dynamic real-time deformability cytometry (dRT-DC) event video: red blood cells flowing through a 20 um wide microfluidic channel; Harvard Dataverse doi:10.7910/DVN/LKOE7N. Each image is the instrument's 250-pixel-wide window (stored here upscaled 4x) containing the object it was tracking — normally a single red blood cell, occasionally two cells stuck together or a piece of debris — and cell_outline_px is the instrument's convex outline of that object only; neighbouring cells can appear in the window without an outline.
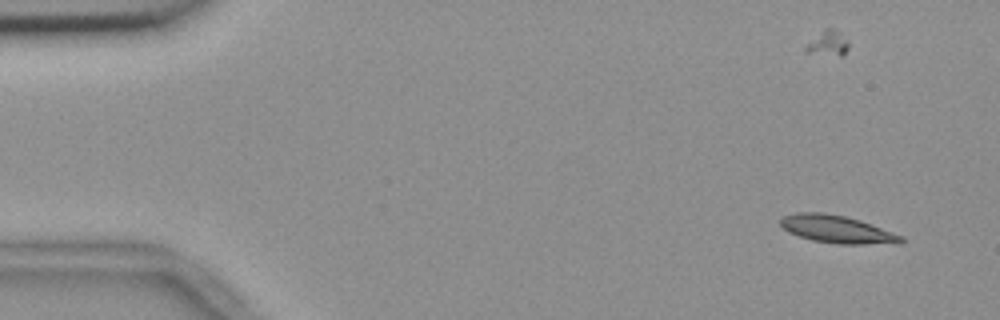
{"species": "common noctule bat (a hibernating species)", "species_latin": "Nyctalus noctula", "temperature_condition": "room temperature", "stored_images_in_passage": 58, "camera_frame_rate_fps": 3000, "um_per_image_px": 0.085, "animal": {"sex": "female", "body_mass_g": 18.4}, "frame": {"image": 1, "passage_image": 6, "time_ms": 1.667, "image_size_px": [1000, 320], "cell_outline_px": [[904, 240], [900, 244], [836, 244], [812, 240], [788, 232], [780, 224], [780, 220], [784, 216], [796, 212], [824, 212], [844, 216], [860, 220], [904, 236]], "centroid_in_image_um": [71.18, 19.49], "position_along_channel_um": 13.8, "area_um2": 19.54}}
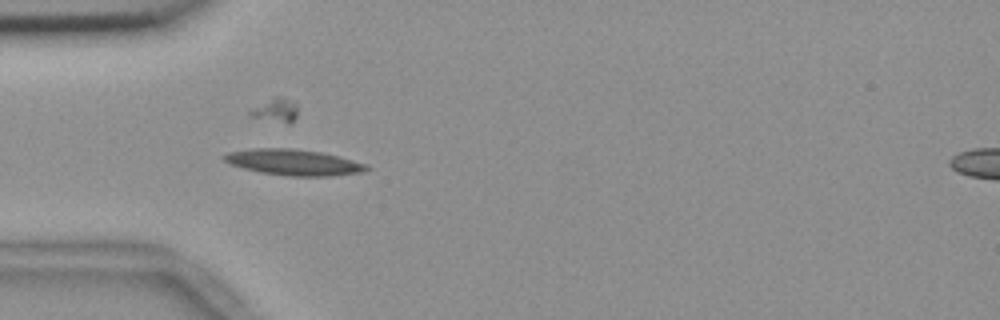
{"frame": {"image": 2, "passage_image": 19, "time_ms": 6.0, "image_size_px": [1000, 320], "cell_outline_px": [[372, 168], [364, 172], [332, 176], [288, 176], [260, 172], [244, 168], [232, 164], [224, 160], [220, 156], [228, 152], [252, 148], [292, 148], [320, 152], [340, 156], [368, 164]], "centroid_in_image_um": [25.01, 13.79], "position_along_channel_um": 60.0, "area_um2": 21.73}}
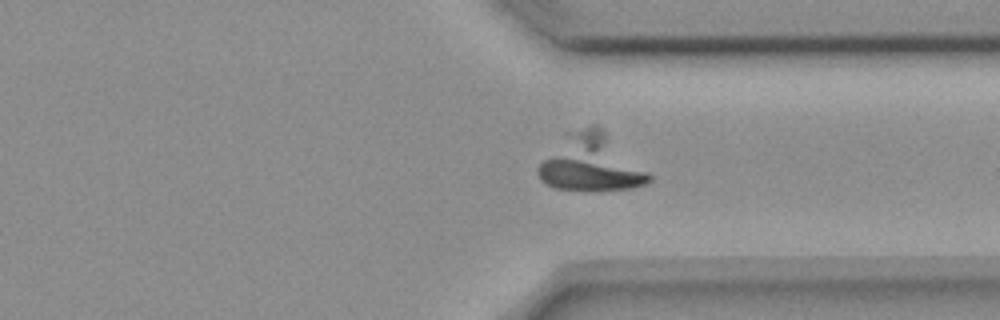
{"frame": {"image": 3, "passage_image": 44, "time_ms": 14.333, "image_size_px": [1000, 320], "cell_outline_px": [[652, 180], [644, 184], [632, 188], [556, 188], [540, 180], [536, 172], [536, 168], [544, 160], [584, 128], [592, 124], [596, 124], [648, 172], [652, 176]], "centroid_in_image_um": [50.32, 13.92], "position_along_channel_um": 361.1, "area_um2": 33.64}}